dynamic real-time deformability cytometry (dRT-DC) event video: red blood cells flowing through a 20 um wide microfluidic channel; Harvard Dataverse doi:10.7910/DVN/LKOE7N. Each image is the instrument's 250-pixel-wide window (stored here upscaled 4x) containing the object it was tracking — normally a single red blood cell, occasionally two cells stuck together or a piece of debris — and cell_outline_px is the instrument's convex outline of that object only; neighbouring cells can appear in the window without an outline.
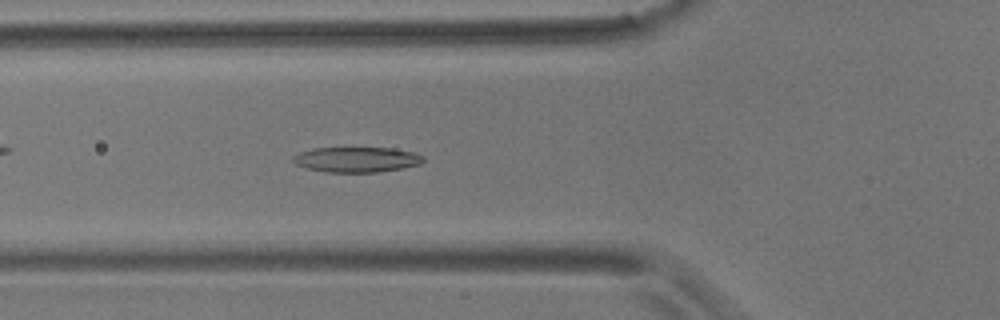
{"species": "common noctule bat (a hibernating species)", "species_latin": "Nyctalus noctula", "temperature_condition": "room temperature", "stored_images_in_passage": 47, "camera_frame_rate_fps": 3000, "um_per_image_px": 0.085, "animal": {"sex": "male", "body_mass_g": 17.9}, "frame": {"image": 1, "passage_image": 19, "time_ms": 6.0, "image_size_px": [1000, 320], "cell_outline_px": [[424, 160], [420, 164], [400, 168], [376, 172], [324, 172], [308, 168], [296, 164], [288, 160], [292, 156], [300, 152], [312, 148], [396, 148], [416, 152], [424, 156]], "centroid_in_image_um": [30.29, 13.55], "position_along_channel_um": 95.5, "area_um2": 19.31}}
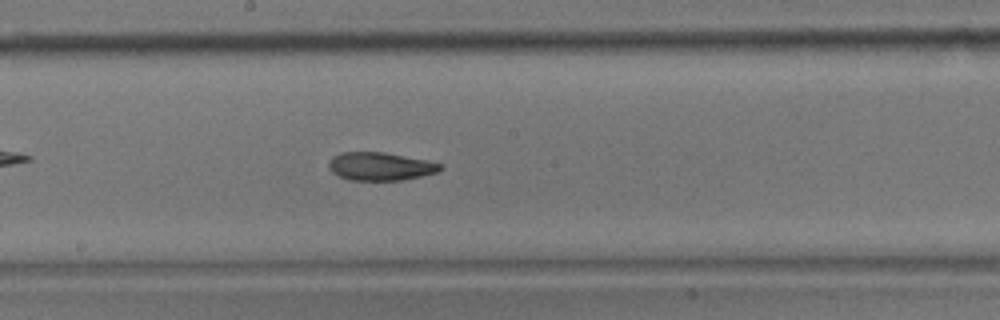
{"frame": {"image": 2, "passage_image": 29, "time_ms": 9.333, "image_size_px": [1000, 320], "cell_outline_px": [[444, 168], [440, 172], [404, 180], [348, 180], [332, 172], [328, 168], [328, 160], [332, 156], [340, 152], [384, 152], [428, 160], [440, 164]], "centroid_in_image_um": [32.33, 14.14], "position_along_channel_um": 215.9, "area_um2": 18.55}}
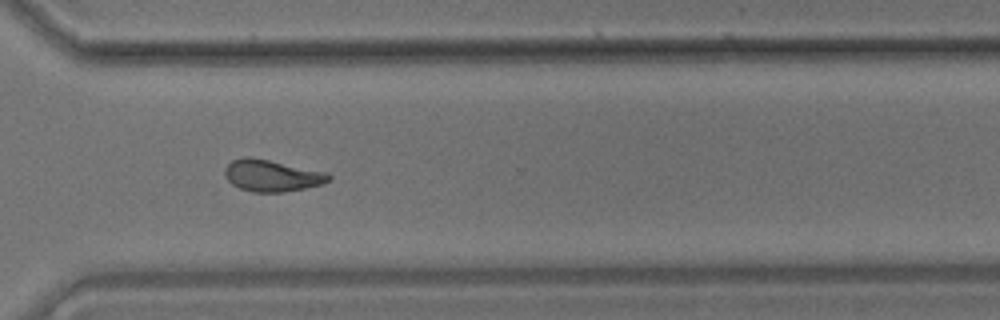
{"frame": {"image": 3, "passage_image": 40, "time_ms": 13.0, "image_size_px": [1000, 320], "cell_outline_px": [[332, 180], [320, 184], [304, 188], [284, 192], [252, 192], [240, 188], [232, 184], [224, 176], [224, 168], [232, 160], [244, 156], [248, 156], [328, 172], [332, 176]], "centroid_in_image_um": [23.1, 14.92], "position_along_channel_um": 347.5, "area_um2": 19.25}, "authors_computed_cell_mechanics": {"area_um2": 19.4208, "velocity_mm_per_s": 3.5981, "shape_relaxation_time_tau1_ms": 7.4248, "shape_relaxation_time_tau2_ms": 4.7725, "deformation_change_tau1": 0.1905, "deformation_change_tau2": 0.1284}}